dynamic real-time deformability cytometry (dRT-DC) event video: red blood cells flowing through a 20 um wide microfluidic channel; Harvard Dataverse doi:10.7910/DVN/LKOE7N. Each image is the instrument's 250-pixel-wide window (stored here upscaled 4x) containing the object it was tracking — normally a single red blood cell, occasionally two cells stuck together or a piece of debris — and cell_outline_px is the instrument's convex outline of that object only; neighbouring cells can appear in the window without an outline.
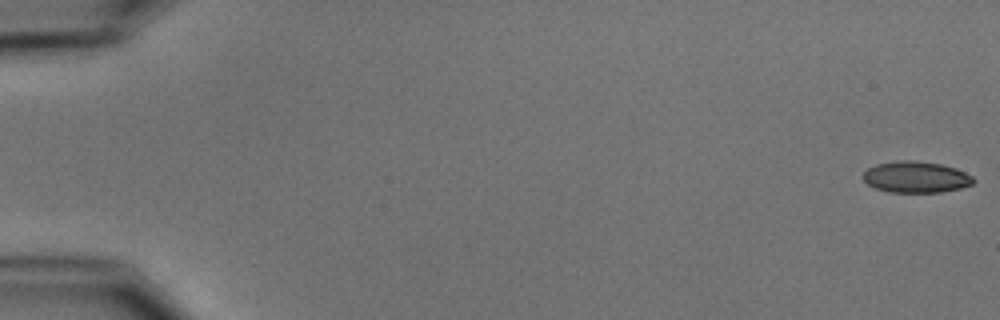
{"species": "common noctule bat (a hibernating species)", "species_latin": "Nyctalus noctula", "temperature_condition": "cold", "stored_images_in_passage": 54, "camera_frame_rate_fps": 3000, "um_per_image_px": 0.085, "animal": {"sex": "male", "body_mass_g": 15.6}, "frame": {"image": 1, "passage_image": 1, "time_ms": 0.0, "image_size_px": [1000, 320], "cell_outline_px": [[976, 180], [972, 184], [960, 188], [940, 192], [888, 192], [876, 188], [868, 184], [864, 180], [864, 172], [868, 168], [876, 164], [904, 160], [912, 160], [940, 164], [956, 168], [972, 176]], "centroid_in_image_um": [77.87, 15.05], "position_along_channel_um": 7.1, "area_um2": 19.94}}
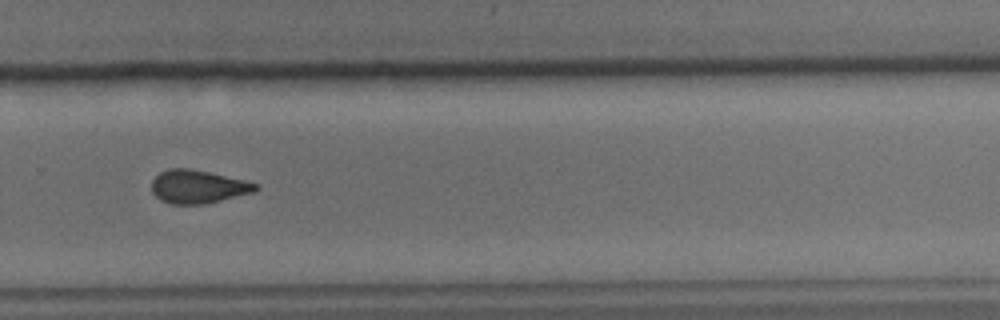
{"frame": {"image": 2, "passage_image": 38, "time_ms": 12.333, "image_size_px": [1000, 320], "cell_outline_px": [[260, 188], [256, 192], [204, 204], [172, 204], [160, 200], [152, 192], [152, 180], [160, 172], [168, 168], [192, 168], [244, 180], [260, 184]], "centroid_in_image_um": [16.85, 15.86], "position_along_channel_um": 312.9, "area_um2": 20.35}}
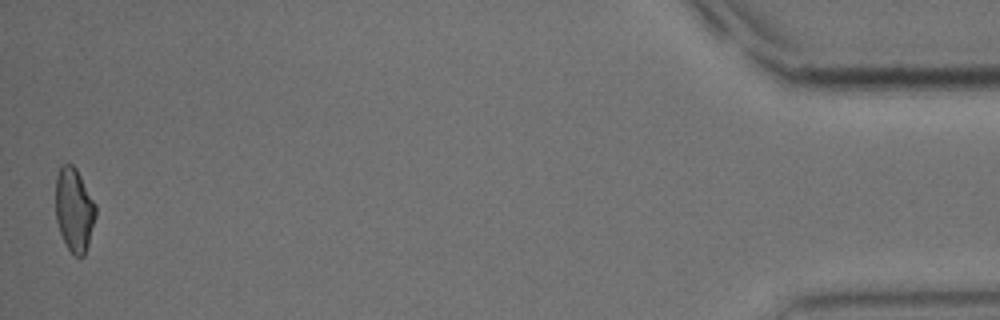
{"frame": {"image": 3, "passage_image": 54, "time_ms": 17.667, "image_size_px": [1000, 320], "cell_outline_px": [[96, 216], [88, 244], [84, 256], [76, 256], [68, 248], [60, 232], [56, 220], [56, 176], [60, 168], [64, 164], [72, 164], [76, 168], [96, 204]], "centroid_in_image_um": [6.31, 17.81], "position_along_channel_um": 428.9, "area_um2": 19.36}, "authors_computed_cell_mechanics": {"area_um2": 20.7791, "velocity_mm_per_s": 3.7578, "shape_relaxation_time_tau1_ms": 3.9182, "shape_relaxation_time_tau2_ms": 2.2829, "deformation_change_tau1": 0.1016, "deformation_change_tau2": 0.0831}}